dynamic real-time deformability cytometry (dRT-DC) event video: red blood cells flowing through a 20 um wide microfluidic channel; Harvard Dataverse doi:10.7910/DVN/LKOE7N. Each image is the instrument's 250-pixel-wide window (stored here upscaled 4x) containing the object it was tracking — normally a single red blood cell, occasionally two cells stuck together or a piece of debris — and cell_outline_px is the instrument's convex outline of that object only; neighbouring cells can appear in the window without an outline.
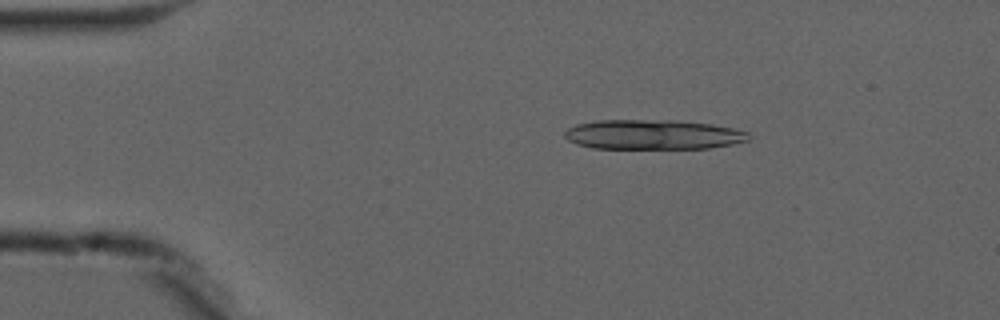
{"species": "common noctule bat (a hibernating species)", "species_latin": "Nyctalus noctula", "temperature_condition": "cold", "stored_images_in_passage": 3, "camera_frame_rate_fps": 3000, "um_per_image_px": 0.085, "animal": {"sex": "male", "forearm_length_mm": 52.5}, "frame": {"image": 1, "passage_image": 1, "time_ms": 0.0, "image_size_px": [1000, 320], "cell_outline_px": [[752, 136], [748, 140], [732, 144], [708, 148], [592, 148], [576, 144], [568, 140], [564, 136], [564, 132], [568, 128], [576, 124], [596, 120], [672, 120], [712, 124], [732, 128], [748, 132]], "centroid_in_image_um": [55.49, 11.43], "position_along_channel_um": 29.5, "area_um2": 31.91}}
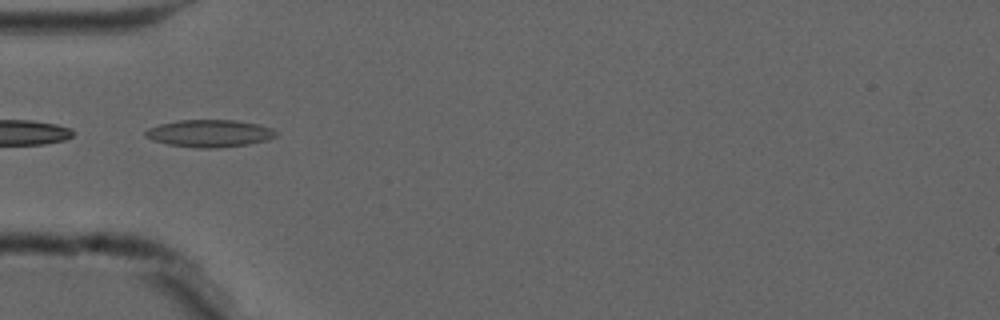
{"frame": {"image": 2, "passage_image": 3, "time_ms": 2.667, "image_size_px": [1000, 320], "cell_outline_px": [[276, 136], [268, 140], [248, 144], [220, 148], [196, 148], [168, 144], [152, 140], [144, 136], [144, 132], [148, 128], [160, 124], [180, 120], [236, 120], [260, 124], [272, 128], [276, 132]], "centroid_in_image_um": [17.82, 11.34], "position_along_channel_um": 67.2, "area_um2": 20.92}}